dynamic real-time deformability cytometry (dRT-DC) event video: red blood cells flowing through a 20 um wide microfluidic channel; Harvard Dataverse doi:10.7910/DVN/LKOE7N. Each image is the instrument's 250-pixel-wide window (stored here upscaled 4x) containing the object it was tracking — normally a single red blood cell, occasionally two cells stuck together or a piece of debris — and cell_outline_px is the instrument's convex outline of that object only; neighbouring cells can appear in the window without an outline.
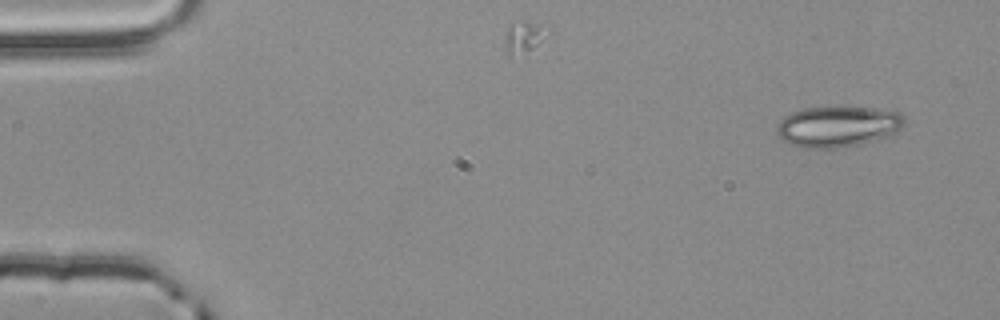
{"species": "common noctule bat (a hibernating species)", "species_latin": "Nyctalus noctula", "temperature_condition": "room temperature", "stored_images_in_passage": 4, "segment_of_instrument_passage": [1, 2], "camera_frame_rate_fps": 3000, "um_per_image_px": 0.085, "animal": {"sex": "male", "body_mass_g": 20.4}, "frame": {"image": 1, "passage_image": 1, "time_ms": 0.0, "image_size_px": [1000, 320], "cell_outline_px": [[904, 128], [888, 136], [856, 144], [836, 148], [800, 148], [788, 144], [780, 140], [776, 132], [776, 124], [784, 116], [792, 112], [804, 108], [876, 108], [900, 112], [904, 116]], "centroid_in_image_um": [71.17, 10.76], "position_along_channel_um": 13.8, "area_um2": 30.4}}